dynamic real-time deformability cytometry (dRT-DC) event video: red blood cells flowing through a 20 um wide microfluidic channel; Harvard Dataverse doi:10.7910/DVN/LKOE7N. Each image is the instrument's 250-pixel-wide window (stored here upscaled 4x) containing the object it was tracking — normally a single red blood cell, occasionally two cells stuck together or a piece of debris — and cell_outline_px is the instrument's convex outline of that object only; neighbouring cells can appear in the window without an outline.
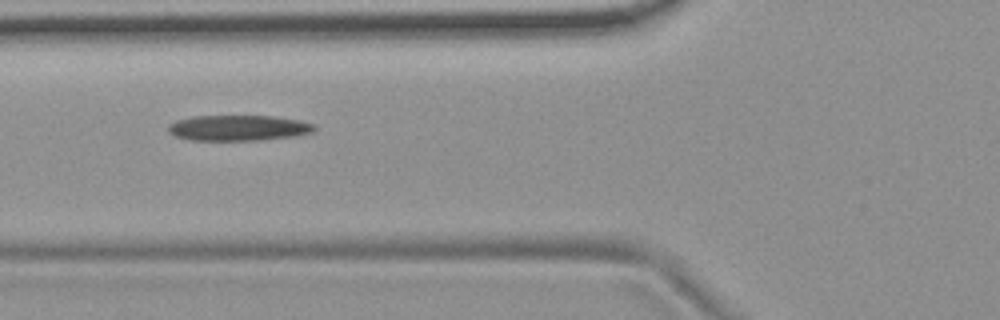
{"species": "common noctule bat (a hibernating species)", "species_latin": "Nyctalus noctula", "temperature_condition": "room temperature", "stored_images_in_passage": 8, "camera_frame_rate_fps": 3000, "um_per_image_px": 0.085, "animal": {"sex": "female", "body_mass_g": 19.9}, "frame": {"image": 1, "passage_image": 6, "time_ms": 6.667, "image_size_px": [1000, 320], "cell_outline_px": [[316, 128], [312, 132], [296, 136], [260, 140], [188, 140], [176, 136], [168, 132], [168, 124], [176, 120], [192, 116], [272, 116], [300, 120], [316, 124]], "centroid_in_image_um": [20.27, 10.87], "position_along_channel_um": 105.5, "area_um2": 21.96}}
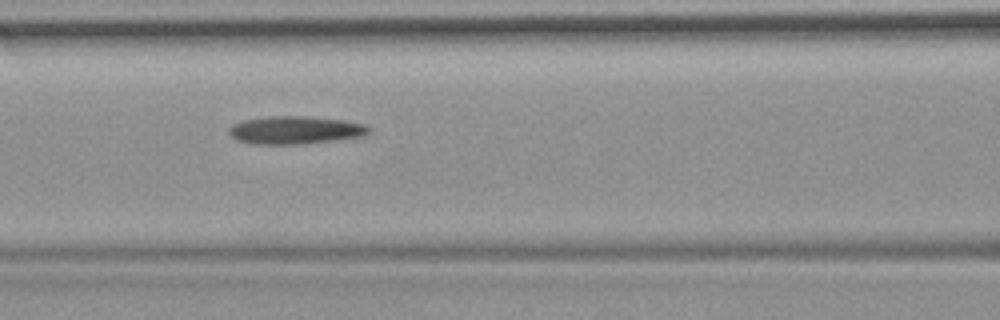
{"frame": {"image": 2, "passage_image": 7, "time_ms": 7.667, "image_size_px": [1000, 320], "cell_outline_px": [[372, 128], [364, 136], [336, 140], [304, 144], [252, 144], [236, 140], [228, 132], [228, 128], [232, 124], [244, 120], [272, 116], [308, 116], [344, 120], [364, 124]], "centroid_in_image_um": [25.1, 11.06], "position_along_channel_um": 141.5, "area_um2": 22.89}}